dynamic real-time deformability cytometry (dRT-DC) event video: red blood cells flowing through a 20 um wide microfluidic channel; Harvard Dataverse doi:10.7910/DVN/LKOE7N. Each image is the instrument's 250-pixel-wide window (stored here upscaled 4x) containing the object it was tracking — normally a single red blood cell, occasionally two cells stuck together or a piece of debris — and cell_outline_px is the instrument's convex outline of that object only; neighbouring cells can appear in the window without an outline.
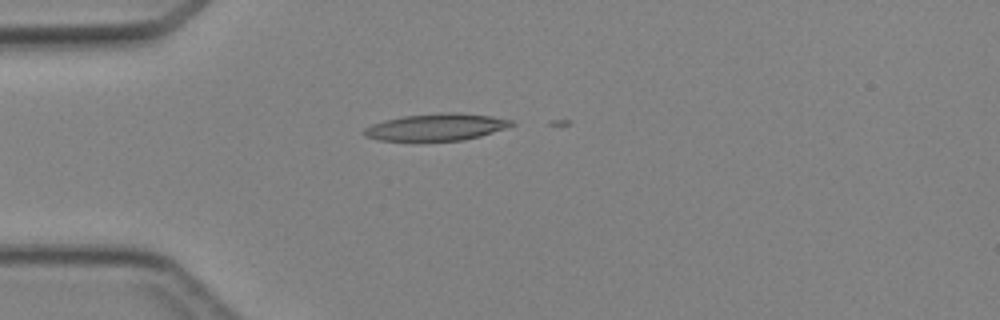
{"species": "Egyptian fruit bat (a non-hibernating species)", "species_latin": "Rousettus aegyptiacus", "temperature_condition": "cold", "stored_images_in_passage": 4, "camera_frame_rate_fps": 3000, "um_per_image_px": 0.085, "animal": {"sex": "female"}, "frame": {"image": 1, "passage_image": 4, "time_ms": 3.667, "image_size_px": [1000, 320], "cell_outline_px": [[516, 124], [480, 136], [464, 140], [380, 140], [364, 136], [360, 132], [364, 128], [372, 124], [404, 116], [440, 112], [456, 112], [492, 116], [512, 120]], "centroid_in_image_um": [37.08, 10.79], "position_along_channel_um": 47.9, "area_um2": 22.95}}